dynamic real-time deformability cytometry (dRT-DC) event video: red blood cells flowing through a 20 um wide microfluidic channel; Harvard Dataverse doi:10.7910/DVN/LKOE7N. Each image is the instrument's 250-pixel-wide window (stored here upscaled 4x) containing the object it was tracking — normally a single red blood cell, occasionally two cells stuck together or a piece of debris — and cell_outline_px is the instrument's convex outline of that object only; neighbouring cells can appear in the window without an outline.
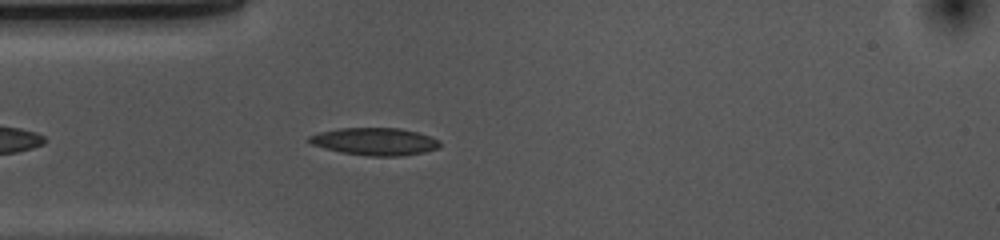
{"species": "common noctule bat (a hibernating species)", "species_latin": "Nyctalus noctula", "temperature_condition": "cold", "stored_images_in_passage": 40, "camera_frame_rate_fps": 3000, "um_per_image_px": 0.085, "animal": {"sex": "female", "body_mass_g": 10.0, "forearm_length_mm": 53.1}, "frame": {"image": 1, "passage_image": 5, "time_ms": 1.333, "image_size_px": [1000, 240], "cell_outline_px": [[440, 148], [424, 152], [400, 156], [368, 156], [340, 152], [324, 148], [312, 144], [308, 140], [308, 136], [320, 132], [340, 128], [400, 128], [432, 136], [440, 140]], "centroid_in_image_um": [31.89, 12.03], "position_along_channel_um": 53.1, "area_um2": 20.98}}
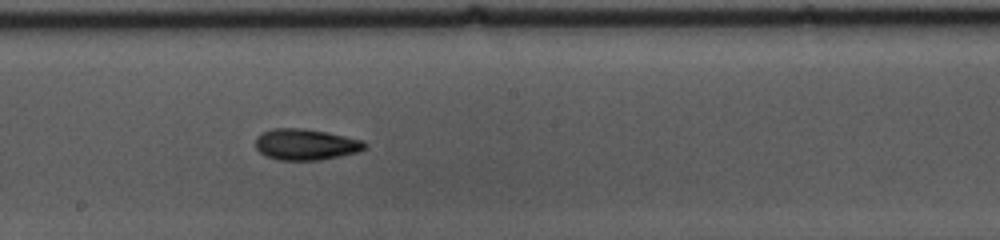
{"frame": {"image": 2, "passage_image": 19, "time_ms": 6.0, "image_size_px": [1000, 240], "cell_outline_px": [[368, 144], [360, 152], [320, 160], [280, 160], [268, 156], [260, 152], [256, 148], [256, 136], [260, 132], [272, 128], [304, 128], [328, 132], [364, 140]], "centroid_in_image_um": [26.01, 12.26], "position_along_channel_um": 222.2, "area_um2": 20.06}}
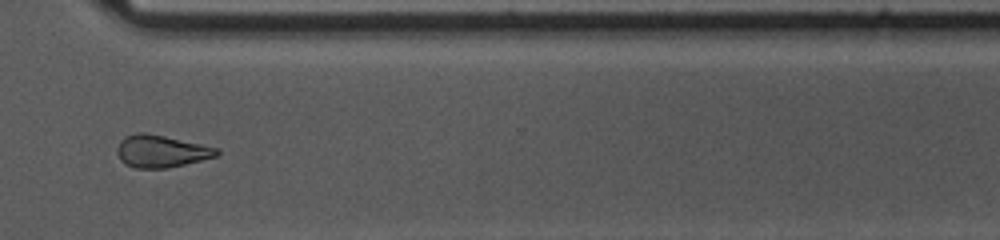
{"frame": {"image": 3, "passage_image": 30, "time_ms": 9.667, "image_size_px": [1000, 240], "cell_outline_px": [[220, 156], [168, 168], [136, 168], [124, 164], [120, 160], [116, 152], [116, 148], [120, 140], [124, 136], [136, 132], [144, 132], [164, 136], [220, 148]], "centroid_in_image_um": [13.7, 12.85], "position_along_channel_um": 356.9, "area_um2": 19.07}, "authors_computed_cell_mechanics": {"area_um2": 19.3052, "velocity_mm_per_s": 3.6775, "shape_relaxation_time_tau1_ms": 7.4117, "shape_relaxation_time_tau2_ms": 5.4744, "deformation_change_tau1": 0.1543, "deformation_change_tau2": 0.1402}}